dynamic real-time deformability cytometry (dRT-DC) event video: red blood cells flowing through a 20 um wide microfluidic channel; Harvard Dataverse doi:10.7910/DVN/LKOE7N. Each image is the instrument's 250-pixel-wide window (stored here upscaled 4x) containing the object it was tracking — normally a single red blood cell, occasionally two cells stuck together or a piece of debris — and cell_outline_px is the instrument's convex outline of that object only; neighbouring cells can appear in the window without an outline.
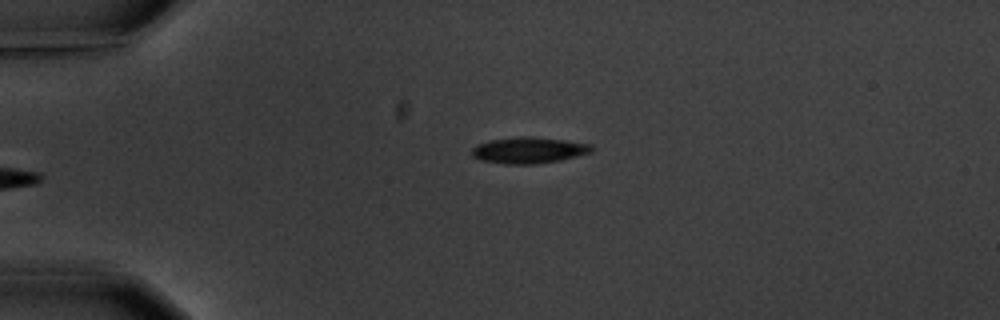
{"species": "common noctule bat (a hibernating species)", "species_latin": "Nyctalus noctula", "temperature_condition": "warm", "stored_images_in_passage": 2, "camera_frame_rate_fps": 3000, "um_per_image_px": 0.085, "animal": {"sex": "male", "body_mass_g": 20.1, "forearm_length_mm": 53.5}, "frame": {"image": 1, "passage_image": 2, "time_ms": 1.0, "image_size_px": [1000, 320], "cell_outline_px": [[592, 152], [560, 160], [536, 164], [504, 164], [480, 160], [472, 156], [472, 148], [476, 144], [488, 140], [520, 136], [532, 136], [564, 140], [592, 144]], "centroid_in_image_um": [44.91, 12.76], "position_along_channel_um": 40.1, "area_um2": 18.44}}